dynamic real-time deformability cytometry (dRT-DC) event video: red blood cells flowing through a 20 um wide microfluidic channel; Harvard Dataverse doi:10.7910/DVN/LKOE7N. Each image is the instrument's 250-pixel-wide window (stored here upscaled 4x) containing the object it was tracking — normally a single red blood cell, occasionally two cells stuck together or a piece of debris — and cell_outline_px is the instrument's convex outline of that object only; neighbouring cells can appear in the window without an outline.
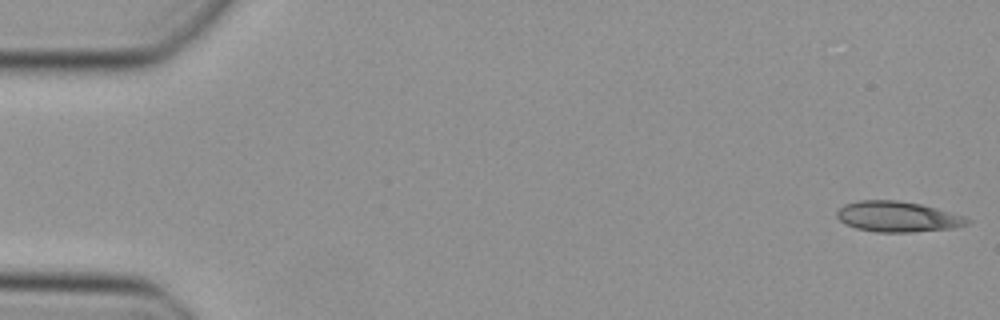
{"species": "Egyptian fruit bat (a non-hibernating species)", "species_latin": "Rousettus aegyptiacus", "temperature_condition": "cold", "stored_images_in_passage": 8, "camera_frame_rate_fps": 3000, "um_per_image_px": 0.085, "animal": {"sex": "female"}, "frame": {"image": 1, "passage_image": 1, "time_ms": 0.0, "image_size_px": [1000, 320], "cell_outline_px": [[972, 220], [968, 224], [952, 228], [912, 232], [876, 232], [856, 228], [844, 224], [836, 216], [836, 212], [844, 204], [860, 200], [896, 200], [920, 204], [936, 208], [964, 216]], "centroid_in_image_um": [76.28, 18.42], "position_along_channel_um": 8.7, "area_um2": 23.18}}